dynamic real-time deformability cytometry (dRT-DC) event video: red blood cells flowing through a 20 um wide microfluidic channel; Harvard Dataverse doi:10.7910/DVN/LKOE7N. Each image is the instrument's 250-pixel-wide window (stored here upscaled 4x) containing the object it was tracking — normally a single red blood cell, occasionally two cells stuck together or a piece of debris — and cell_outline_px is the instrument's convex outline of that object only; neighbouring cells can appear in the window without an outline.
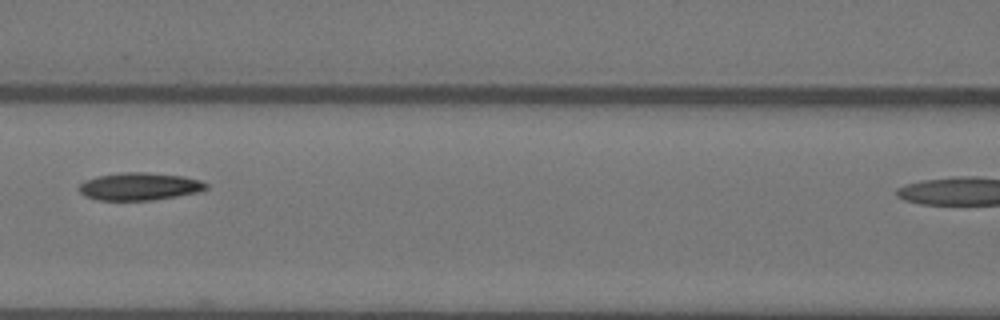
{"species": "Egyptian fruit bat (a non-hibernating species)", "species_latin": "Rousettus aegyptiacus", "temperature_condition": "warm", "stored_images_in_passage": 4, "segment_of_instrument_passage": [1, 2], "camera_frame_rate_fps": 3000, "um_per_image_px": 0.085, "animal": {"sex": "female"}, "frame": {"image": 1, "passage_image": 3, "time_ms": 0.667, "image_size_px": [1000, 320], "cell_outline_px": [[208, 188], [200, 192], [152, 200], [96, 200], [84, 196], [80, 192], [80, 184], [84, 180], [96, 176], [120, 172], [144, 172], [184, 176], [200, 180], [208, 184]], "centroid_in_image_um": [11.85, 15.84], "position_along_channel_um": 154.7, "area_um2": 20.58}}